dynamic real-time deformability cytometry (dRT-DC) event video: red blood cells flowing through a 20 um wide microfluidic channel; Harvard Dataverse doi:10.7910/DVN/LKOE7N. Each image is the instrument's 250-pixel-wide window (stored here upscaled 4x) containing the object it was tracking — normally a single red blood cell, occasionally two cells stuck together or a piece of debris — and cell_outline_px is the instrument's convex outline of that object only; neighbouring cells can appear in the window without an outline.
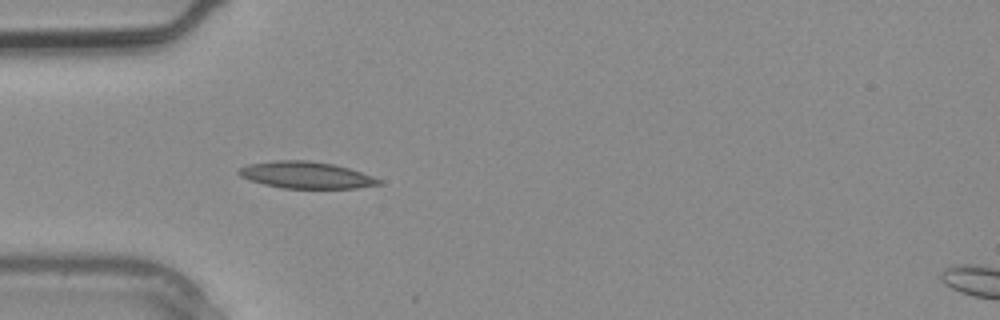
{"species": "common noctule bat (a hibernating species)", "species_latin": "Nyctalus noctula", "temperature_condition": "warm", "stored_images_in_passage": 3, "camera_frame_rate_fps": 3000, "um_per_image_px": 0.085, "animal": {"sex": "male", "body_mass_g": 20.4}, "frame": {"image": 1, "passage_image": 3, "time_ms": 0.667, "image_size_px": [1000, 320], "cell_outline_px": [[380, 184], [356, 188], [284, 188], [264, 184], [240, 176], [236, 172], [240, 168], [248, 164], [276, 160], [308, 160], [332, 164], [348, 168], [372, 176], [380, 180]], "centroid_in_image_um": [25.98, 14.87], "position_along_channel_um": 59.0, "area_um2": 21.5}}